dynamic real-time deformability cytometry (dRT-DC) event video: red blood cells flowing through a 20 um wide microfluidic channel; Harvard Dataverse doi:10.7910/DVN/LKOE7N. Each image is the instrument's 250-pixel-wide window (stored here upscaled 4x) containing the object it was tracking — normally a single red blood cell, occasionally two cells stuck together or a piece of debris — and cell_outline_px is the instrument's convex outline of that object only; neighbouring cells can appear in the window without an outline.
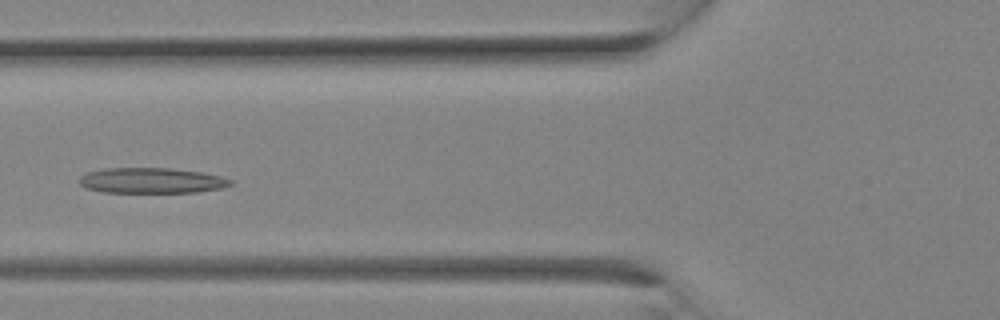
{"species": "Egyptian fruit bat (a non-hibernating species)", "species_latin": "Rousettus aegyptiacus", "temperature_condition": "room temperature", "stored_images_in_passage": 28, "camera_frame_rate_fps": 3000, "um_per_image_px": 0.085, "animal": {"sex": "female"}, "frame": {"image": 1, "passage_image": 11, "time_ms": 3.333, "image_size_px": [1000, 320], "cell_outline_px": [[232, 184], [224, 188], [196, 192], [100, 192], [84, 188], [80, 184], [80, 176], [88, 172], [104, 168], [168, 168], [200, 172], [220, 176], [232, 180]], "centroid_in_image_um": [12.86, 15.35], "position_along_channel_um": 112.9, "area_um2": 22.43}}
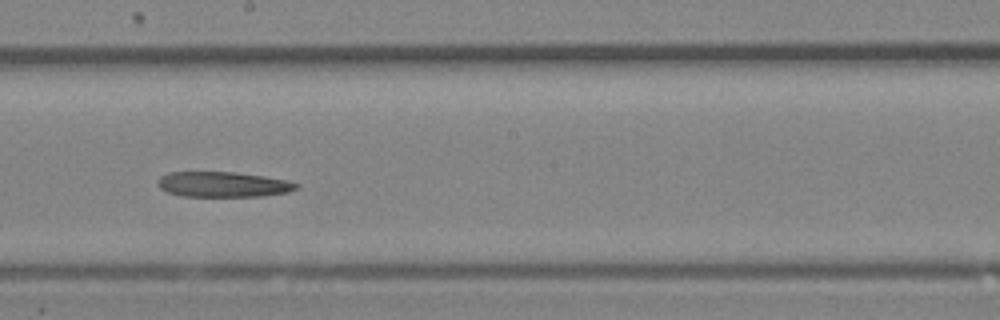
{"frame": {"image": 2, "passage_image": 16, "time_ms": 5.0, "image_size_px": [1000, 320], "cell_outline_px": [[300, 184], [296, 188], [288, 192], [260, 196], [184, 196], [168, 192], [160, 188], [156, 184], [156, 180], [160, 176], [168, 172], [236, 172], [264, 176], [284, 180]], "centroid_in_image_um": [18.9, 15.66], "position_along_channel_um": 229.3, "area_um2": 20.35}}
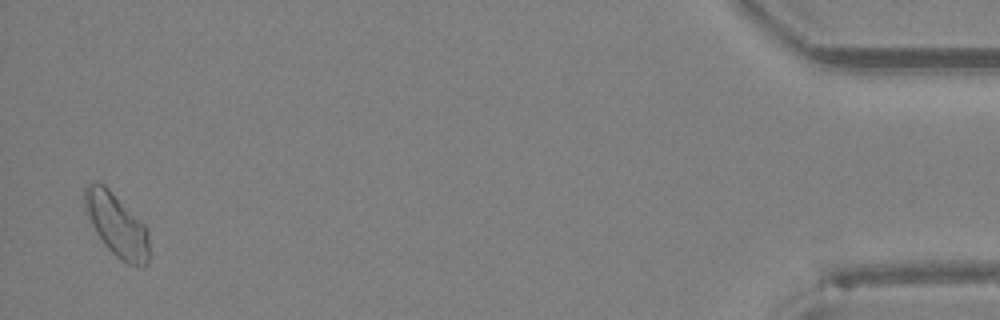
{"frame": {"image": 3, "passage_image": 28, "time_ms": 9.0, "image_size_px": [1000, 320], "cell_outline_px": [[148, 264], [144, 268], [128, 264], [120, 260], [104, 244], [96, 232], [88, 216], [84, 204], [84, 188], [88, 184], [104, 184], [148, 228]], "centroid_in_image_um": [9.94, 19.17], "position_along_channel_um": 425.3, "area_um2": 23.35}}